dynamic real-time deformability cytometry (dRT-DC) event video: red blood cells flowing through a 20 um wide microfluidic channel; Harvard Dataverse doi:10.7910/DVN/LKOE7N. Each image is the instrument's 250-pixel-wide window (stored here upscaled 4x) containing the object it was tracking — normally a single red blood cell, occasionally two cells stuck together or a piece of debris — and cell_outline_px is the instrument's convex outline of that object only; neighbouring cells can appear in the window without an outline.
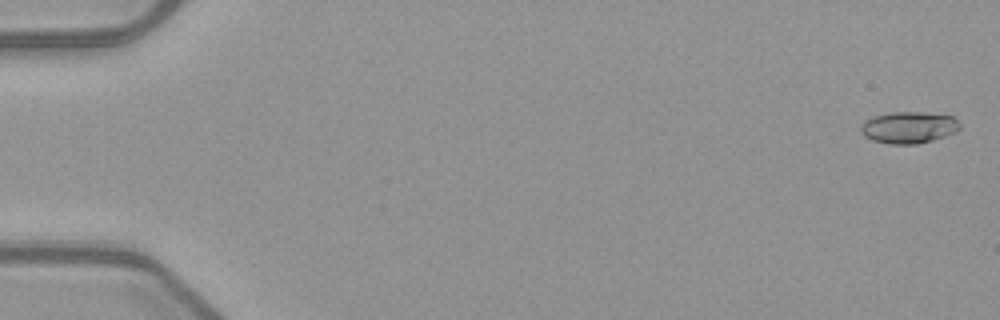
{"species": "common noctule bat (a hibernating species)", "species_latin": "Nyctalus noctula", "temperature_condition": "warm", "stored_images_in_passage": 53, "camera_frame_rate_fps": 3000, "um_per_image_px": 0.085, "animal": {"sex": "female", "body_mass_g": 21.9}, "frame": {"image": 1, "passage_image": 2, "time_ms": 0.333, "image_size_px": [1000, 320], "cell_outline_px": [[960, 128], [956, 132], [932, 140], [916, 144], [888, 144], [872, 140], [864, 136], [860, 132], [860, 124], [864, 120], [872, 116], [892, 112], [924, 112], [952, 116], [960, 124]], "centroid_in_image_um": [77.19, 10.83], "position_along_channel_um": 7.8, "area_um2": 18.44}}
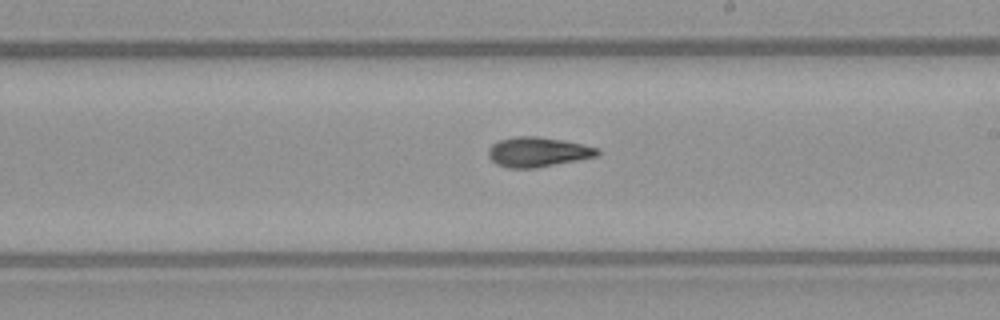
{"frame": {"image": 2, "passage_image": 32, "time_ms": 10.333, "image_size_px": [1000, 320], "cell_outline_px": [[600, 152], [596, 156], [536, 168], [508, 168], [496, 164], [488, 156], [488, 148], [492, 144], [500, 140], [516, 136], [536, 136], [560, 140], [600, 148]], "centroid_in_image_um": [45.67, 12.92], "position_along_channel_um": 243.3, "area_um2": 18.73}}
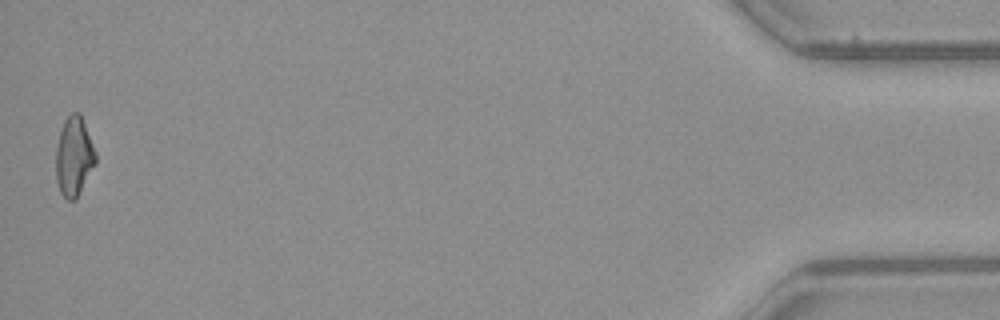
{"frame": {"image": 3, "passage_image": 53, "time_ms": 17.333, "image_size_px": [1000, 320], "cell_outline_px": [[96, 164], [76, 200], [68, 200], [60, 192], [56, 180], [56, 148], [60, 132], [64, 120], [72, 112], [80, 112], [96, 152]], "centroid_in_image_um": [6.3, 13.31], "position_along_channel_um": 428.9, "area_um2": 18.44}, "authors_computed_cell_mechanics": {"area_um2": 18.3804, "velocity_mm_per_s": 3.9923, "shape_relaxation_time_tau1_ms": null, "shape_relaxation_time_tau2_ms": 4.2845, "deformation_change_tau1": null, "deformation_change_tau2": 0.125}}